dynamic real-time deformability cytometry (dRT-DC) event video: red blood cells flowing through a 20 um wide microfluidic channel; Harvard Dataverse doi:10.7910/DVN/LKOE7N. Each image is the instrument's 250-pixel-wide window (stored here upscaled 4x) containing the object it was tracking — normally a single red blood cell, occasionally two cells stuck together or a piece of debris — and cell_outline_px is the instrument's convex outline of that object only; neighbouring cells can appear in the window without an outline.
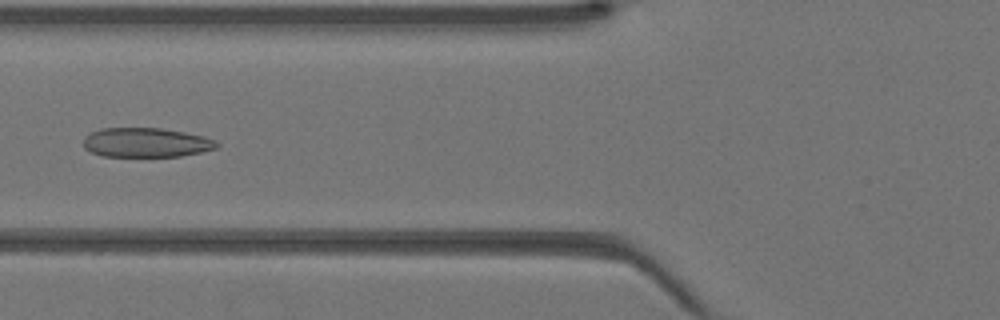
{"species": "Egyptian fruit bat (a non-hibernating species)", "species_latin": "Rousettus aegyptiacus", "temperature_condition": "warm", "stored_images_in_passage": 43, "camera_frame_rate_fps": 3000, "um_per_image_px": 0.085, "animal": {"sex": "female"}, "frame": {"image": 1, "passage_image": 16, "time_ms": 5.0, "image_size_px": [1000, 320], "cell_outline_px": [[220, 144], [216, 148], [200, 152], [180, 156], [104, 156], [92, 152], [84, 148], [84, 136], [100, 128], [160, 128], [184, 132], [204, 136], [216, 140]], "centroid_in_image_um": [12.43, 12.11], "position_along_channel_um": 113.4, "area_um2": 22.77}}
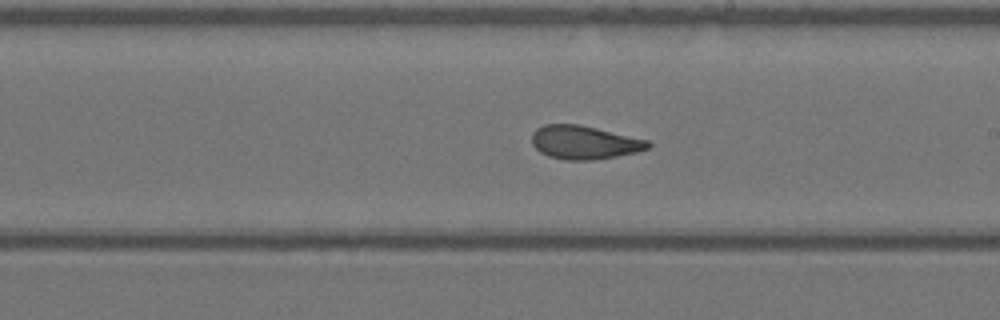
{"frame": {"image": 2, "passage_image": 24, "time_ms": 7.667, "image_size_px": [1000, 320], "cell_outline_px": [[652, 144], [648, 148], [636, 152], [616, 156], [592, 160], [568, 160], [548, 156], [540, 152], [532, 144], [532, 132], [536, 128], [544, 124], [580, 124], [648, 140]], "centroid_in_image_um": [49.64, 12.09], "position_along_channel_um": 239.4, "area_um2": 22.66}}
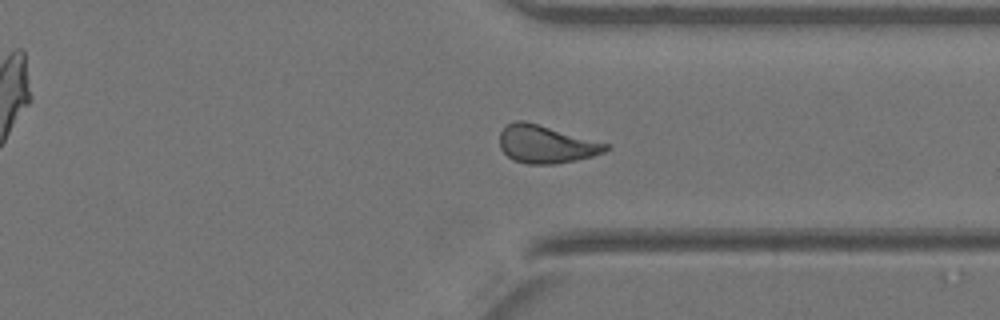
{"frame": {"image": 3, "passage_image": 32, "time_ms": 10.333, "image_size_px": [1000, 320], "cell_outline_px": [[608, 148], [604, 152], [592, 156], [576, 160], [556, 164], [528, 164], [516, 160], [508, 156], [500, 148], [500, 132], [508, 124], [516, 120], [524, 120], [608, 144]], "centroid_in_image_um": [46.39, 12.26], "position_along_channel_um": 365.0, "area_um2": 23.0}}